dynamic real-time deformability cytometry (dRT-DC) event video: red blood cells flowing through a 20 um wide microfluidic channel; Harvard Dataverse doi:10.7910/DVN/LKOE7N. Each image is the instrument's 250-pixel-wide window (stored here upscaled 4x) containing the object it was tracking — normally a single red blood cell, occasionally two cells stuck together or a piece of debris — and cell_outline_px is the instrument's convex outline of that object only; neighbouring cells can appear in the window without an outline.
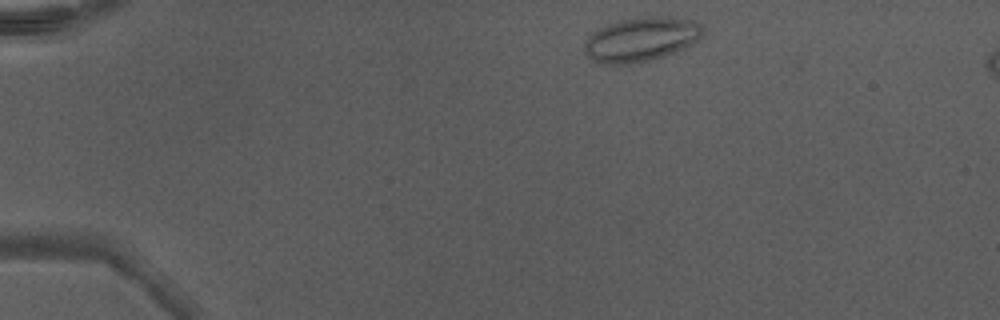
{"species": "Egyptian fruit bat (a non-hibernating species)", "species_latin": "Rousettus aegyptiacus", "temperature_condition": "warm", "stored_images_in_passage": 17, "camera_frame_rate_fps": 3000, "um_per_image_px": 0.085, "animal": {"sex": "male"}, "frame": {"image": 1, "passage_image": 1, "time_ms": 0.0, "image_size_px": [1000, 320], "cell_outline_px": [[704, 32], [696, 40], [684, 48], [676, 52], [664, 56], [632, 64], [608, 64], [592, 60], [584, 52], [584, 40], [592, 32], [608, 24], [620, 20], [648, 16], [668, 16], [688, 20], [700, 24], [704, 28]], "centroid_in_image_um": [54.46, 3.34], "position_along_channel_um": 30.5, "area_um2": 30.4}}
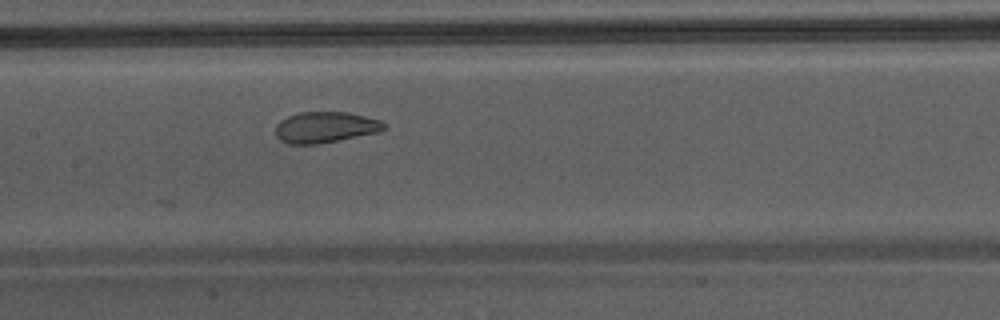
{"frame": {"image": 2, "passage_image": 17, "time_ms": 5.333, "image_size_px": [1000, 320], "cell_outline_px": [[388, 128], [380, 132], [316, 144], [288, 144], [280, 140], [276, 136], [276, 124], [280, 120], [288, 116], [300, 112], [348, 112], [380, 120], [388, 124]], "centroid_in_image_um": [27.67, 10.81], "position_along_channel_um": 179.7, "area_um2": 19.71}}